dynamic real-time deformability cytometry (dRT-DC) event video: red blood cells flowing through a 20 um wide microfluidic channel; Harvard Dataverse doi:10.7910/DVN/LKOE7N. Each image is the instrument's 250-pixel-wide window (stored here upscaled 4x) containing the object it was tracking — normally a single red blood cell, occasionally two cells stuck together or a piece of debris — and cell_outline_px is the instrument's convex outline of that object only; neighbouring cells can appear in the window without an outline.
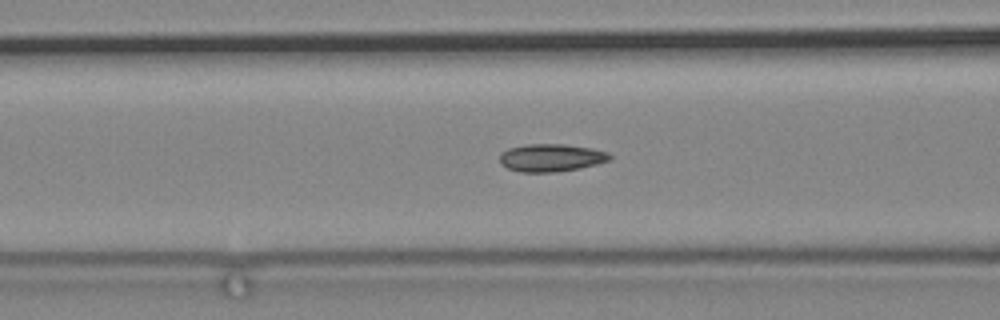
{"species": "common noctule bat (a hibernating species)", "species_latin": "Nyctalus noctula", "temperature_condition": "cold", "stored_images_in_passage": 48, "camera_frame_rate_fps": 3000, "um_per_image_px": 0.085, "animal": {"sex": "male", "body_mass_g": 19.2, "forearm_length_mm": 51.8}, "frame": {"image": 1, "passage_image": 9, "time_ms": 2.667, "image_size_px": [1000, 320], "cell_outline_px": [[612, 160], [580, 168], [556, 172], [520, 172], [508, 168], [500, 164], [500, 152], [508, 148], [528, 144], [564, 144], [592, 148], [608, 152], [612, 156]], "centroid_in_image_um": [46.85, 13.4], "position_along_channel_um": 119.7, "area_um2": 17.92}}
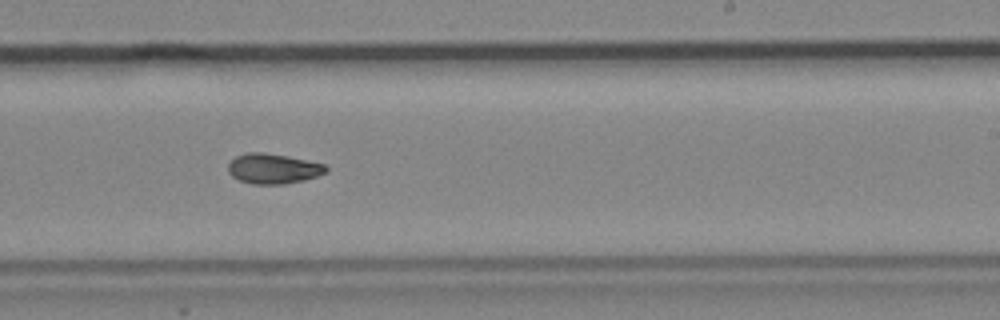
{"frame": {"image": 2, "passage_image": 23, "time_ms": 7.333, "image_size_px": [1000, 320], "cell_outline_px": [[328, 168], [324, 172], [316, 176], [304, 180], [284, 184], [252, 184], [240, 180], [232, 176], [228, 172], [228, 164], [236, 156], [248, 152], [264, 152], [288, 156], [324, 164]], "centroid_in_image_um": [23.19, 14.33], "position_along_channel_um": 265.8, "area_um2": 17.05}}
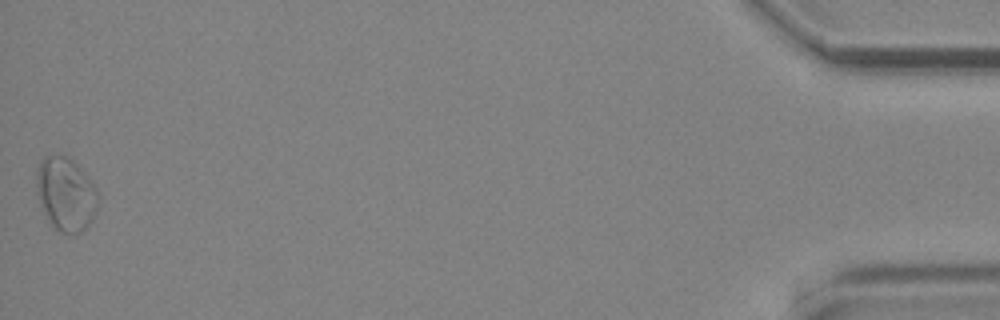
{"frame": {"image": 3, "passage_image": 48, "time_ms": 15.667, "image_size_px": [1000, 320], "cell_outline_px": [[96, 208], [88, 224], [80, 232], [60, 232], [52, 224], [36, 192], [36, 172], [40, 160], [44, 156], [68, 156], [88, 176], [96, 192]], "centroid_in_image_um": [5.56, 16.44], "position_along_channel_um": 429.6, "area_um2": 25.37}}